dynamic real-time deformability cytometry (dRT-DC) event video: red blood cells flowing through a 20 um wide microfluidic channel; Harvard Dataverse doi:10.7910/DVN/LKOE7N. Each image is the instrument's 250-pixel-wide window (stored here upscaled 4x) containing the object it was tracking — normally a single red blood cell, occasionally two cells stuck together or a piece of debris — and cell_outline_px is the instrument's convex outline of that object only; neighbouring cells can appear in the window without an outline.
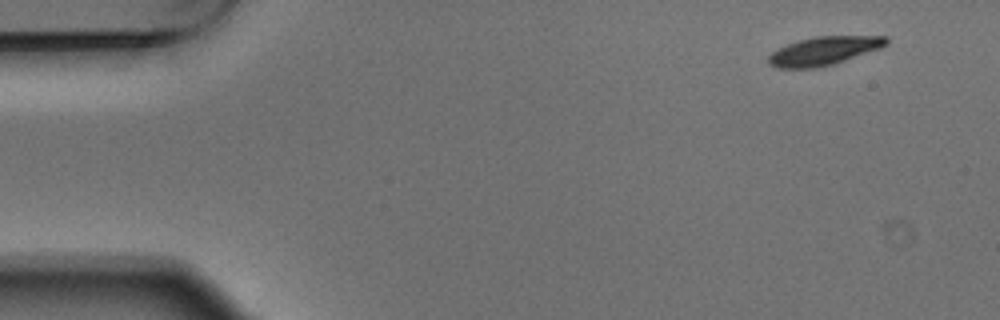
{"species": "Egyptian fruit bat (a non-hibernating species)", "species_latin": "Rousettus aegyptiacus", "temperature_condition": "warm", "stored_images_in_passage": 4, "segment_of_instrument_passage": [2, 2], "camera_frame_rate_fps": 3000, "um_per_image_px": 0.085, "animal": {"sex": "male"}, "frame": {"image": 1, "passage_image": 4, "time_ms": 1.0, "image_size_px": [1000, 320], "cell_outline_px": [[888, 44], [880, 48], [832, 64], [816, 68], [776, 68], [768, 64], [768, 56], [776, 48], [800, 40], [816, 36], [888, 36]], "centroid_in_image_um": [70.0, 4.32], "position_along_channel_um": 15.0, "area_um2": 19.42}}